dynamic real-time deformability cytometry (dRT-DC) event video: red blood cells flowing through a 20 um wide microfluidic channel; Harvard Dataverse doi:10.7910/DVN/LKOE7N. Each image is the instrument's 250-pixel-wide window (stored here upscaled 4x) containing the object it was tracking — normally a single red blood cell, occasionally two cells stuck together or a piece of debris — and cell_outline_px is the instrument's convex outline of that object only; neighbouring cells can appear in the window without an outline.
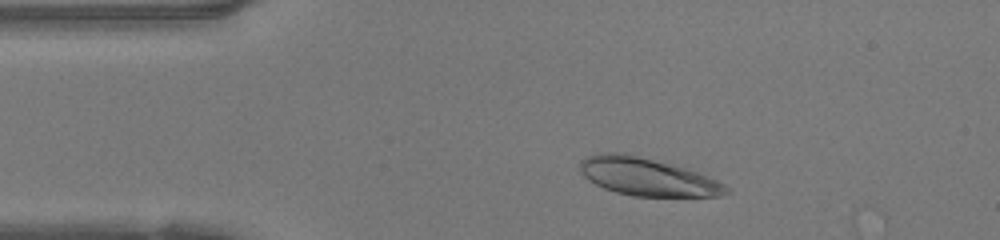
{"species": "human", "species_latin": "Homo sapiens", "temperature_condition": "warm", "stored_images_in_passage": 38, "camera_frame_rate_fps": 3000, "um_per_image_px": 0.085, "donor": {"sex": "female"}, "frame": {"image": 1, "passage_image": 6, "time_ms": 1.667, "image_size_px": [1000, 240], "cell_outline_px": [[732, 192], [720, 196], [632, 196], [616, 192], [604, 188], [588, 180], [580, 172], [580, 160], [588, 156], [604, 152], [624, 152], [684, 168], [696, 172], [716, 180], [732, 188]], "centroid_in_image_um": [55.01, 15.03], "position_along_channel_um": 30.0, "area_um2": 32.08}}
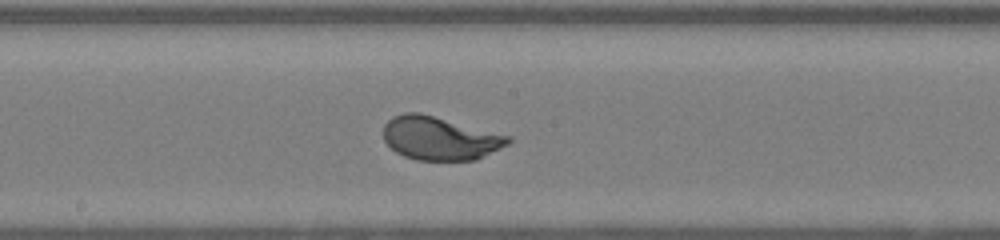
{"frame": {"image": 2, "passage_image": 22, "time_ms": 7.0, "image_size_px": [1000, 240], "cell_outline_px": [[512, 140], [508, 144], [476, 160], [416, 160], [404, 156], [396, 152], [384, 140], [384, 124], [392, 116], [404, 112], [420, 112], [512, 136]], "centroid_in_image_um": [37.39, 11.74], "position_along_channel_um": 210.8, "area_um2": 31.67}}
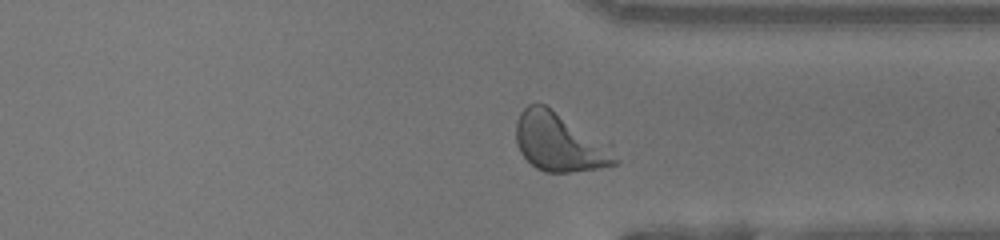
{"frame": {"image": 3, "passage_image": 33, "time_ms": 10.667, "image_size_px": [1000, 240], "cell_outline_px": [[620, 160], [616, 164], [600, 168], [572, 172], [544, 172], [536, 168], [520, 152], [516, 144], [516, 124], [520, 112], [528, 104], [544, 104], [612, 144]], "centroid_in_image_um": [47.61, 12.1], "position_along_channel_um": 363.8, "area_um2": 34.28}, "authors_computed_cell_mechanics": {"area_um2": 31.7033, "velocity_mm_per_s": 4.198, "shape_relaxation_time_tau1_ms": 1.8853, "shape_relaxation_time_tau2_ms": null, "deformation_change_tau1": 0.1769, "deformation_change_tau2": null}}